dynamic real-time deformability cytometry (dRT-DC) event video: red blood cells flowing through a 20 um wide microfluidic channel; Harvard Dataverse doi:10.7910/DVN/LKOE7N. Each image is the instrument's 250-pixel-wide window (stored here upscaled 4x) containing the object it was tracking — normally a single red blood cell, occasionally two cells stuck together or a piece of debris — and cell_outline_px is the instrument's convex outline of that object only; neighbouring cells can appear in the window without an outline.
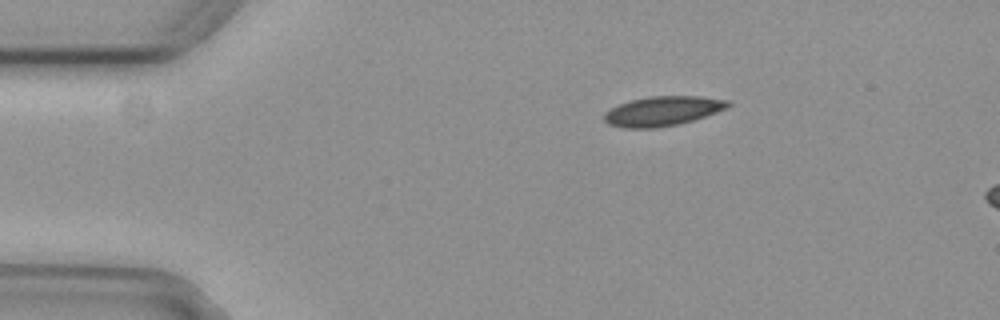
{"species": "common noctule bat (a hibernating species)", "species_latin": "Nyctalus noctula", "temperature_condition": "cold", "stored_images_in_passage": 4, "camera_frame_rate_fps": 3000, "um_per_image_px": 0.085, "animal": {"sex": "female", "body_mass_g": 29.2, "forearm_length_mm": 56.3}, "frame": {"image": 1, "passage_image": 2, "time_ms": 0.333, "image_size_px": [1000, 320], "cell_outline_px": [[732, 104], [728, 108], [692, 120], [676, 124], [656, 128], [620, 128], [608, 124], [604, 120], [604, 112], [620, 104], [632, 100], [648, 96], [700, 96], [732, 100]], "centroid_in_image_um": [56.34, 9.43], "position_along_channel_um": 28.7, "area_um2": 21.39}}